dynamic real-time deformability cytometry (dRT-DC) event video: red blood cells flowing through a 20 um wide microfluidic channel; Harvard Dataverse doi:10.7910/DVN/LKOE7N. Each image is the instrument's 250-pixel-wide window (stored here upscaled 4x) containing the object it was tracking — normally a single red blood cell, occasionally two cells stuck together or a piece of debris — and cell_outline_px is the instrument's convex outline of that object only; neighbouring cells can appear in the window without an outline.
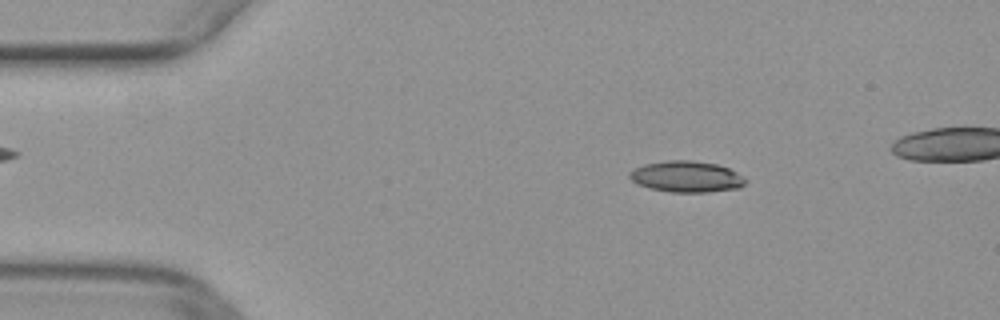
{"species": "common noctule bat (a hibernating species)", "species_latin": "Nyctalus noctula", "temperature_condition": "warm", "stored_images_in_passage": 47, "camera_frame_rate_fps": 3000, "um_per_image_px": 0.085, "animal": {"sex": "female", "body_mass_g": 29.2, "forearm_length_mm": 56.3}, "frame": {"image": 1, "passage_image": 8, "time_ms": 2.333, "image_size_px": [1000, 320], "cell_outline_px": [[744, 184], [740, 188], [708, 192], [672, 192], [648, 188], [636, 184], [628, 176], [628, 172], [636, 168], [648, 164], [668, 160], [688, 160], [716, 164], [728, 168], [736, 172], [744, 180]], "centroid_in_image_um": [58.31, 15.02], "position_along_channel_um": 26.7, "area_um2": 20.81}}
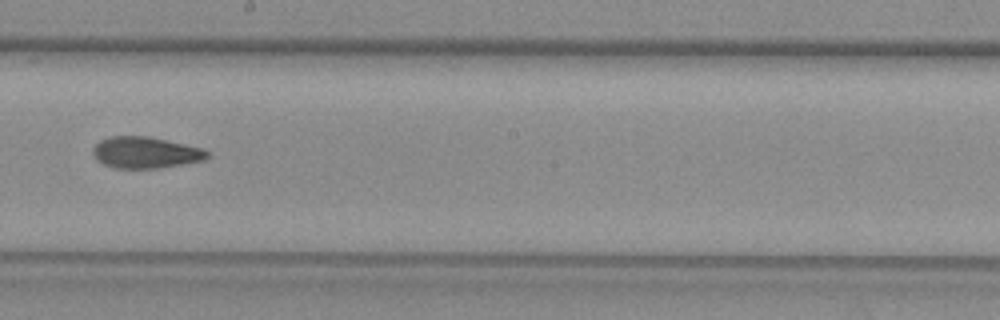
{"frame": {"image": 2, "passage_image": 28, "time_ms": 9.0, "image_size_px": [1000, 320], "cell_outline_px": [[208, 156], [204, 160], [156, 168], [112, 168], [96, 160], [92, 152], [92, 148], [100, 140], [108, 136], [148, 136], [204, 148], [208, 152]], "centroid_in_image_um": [12.32, 12.96], "position_along_channel_um": 235.9, "area_um2": 20.92}}
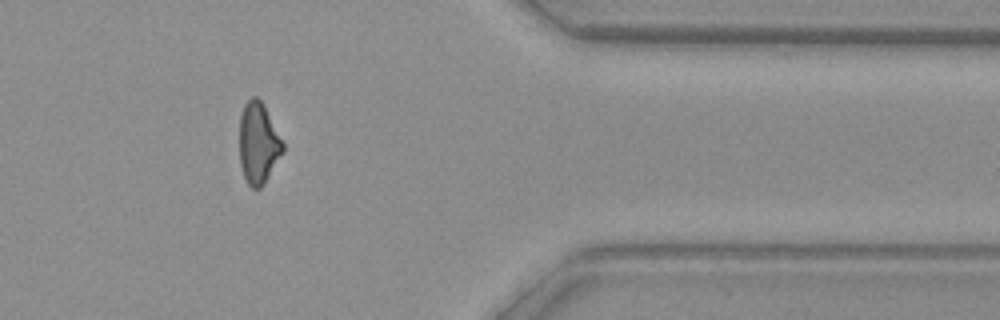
{"frame": {"image": 3, "passage_image": 41, "time_ms": 13.333, "image_size_px": [1000, 320], "cell_outline_px": [[284, 152], [264, 184], [260, 188], [252, 188], [248, 184], [244, 176], [240, 164], [240, 116], [244, 104], [252, 96], [256, 96], [264, 104], [284, 144]], "centroid_in_image_um": [21.97, 12.17], "position_along_channel_um": 389.4, "area_um2": 20.58}}